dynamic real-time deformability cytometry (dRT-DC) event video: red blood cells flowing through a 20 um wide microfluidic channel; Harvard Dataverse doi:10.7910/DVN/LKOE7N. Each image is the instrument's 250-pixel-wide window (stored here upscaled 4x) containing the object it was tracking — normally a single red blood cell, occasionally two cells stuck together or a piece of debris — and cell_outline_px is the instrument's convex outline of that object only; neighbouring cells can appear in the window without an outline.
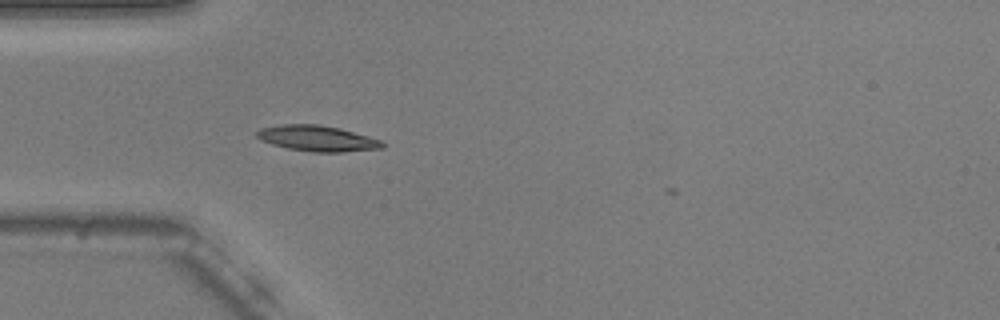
{"species": "common noctule bat (a hibernating species)", "species_latin": "Nyctalus noctula", "temperature_condition": "warm", "stored_images_in_passage": 33, "camera_frame_rate_fps": 3000, "um_per_image_px": 0.085, "animal": {"sex": "male", "body_mass_g": 20.5, "forearm_length_mm": 52.5}, "frame": {"image": 1, "passage_image": 2, "time_ms": 0.333, "image_size_px": [1000, 320], "cell_outline_px": [[388, 144], [384, 148], [344, 152], [312, 152], [288, 148], [272, 144], [260, 140], [256, 136], [256, 132], [260, 128], [280, 124], [316, 124], [340, 128], [368, 136], [380, 140]], "centroid_in_image_um": [26.99, 11.76], "position_along_channel_um": 58.0, "area_um2": 18.96}}
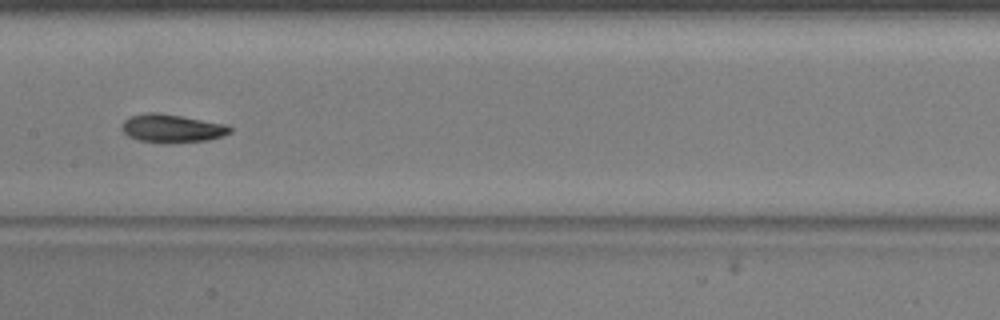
{"frame": {"image": 2, "passage_image": 13, "time_ms": 4.0, "image_size_px": [1000, 320], "cell_outline_px": [[232, 132], [208, 140], [140, 140], [128, 136], [120, 128], [120, 124], [124, 120], [132, 116], [148, 112], [160, 112], [224, 124], [232, 128]], "centroid_in_image_um": [14.58, 10.85], "position_along_channel_um": 192.8, "area_um2": 16.88}}
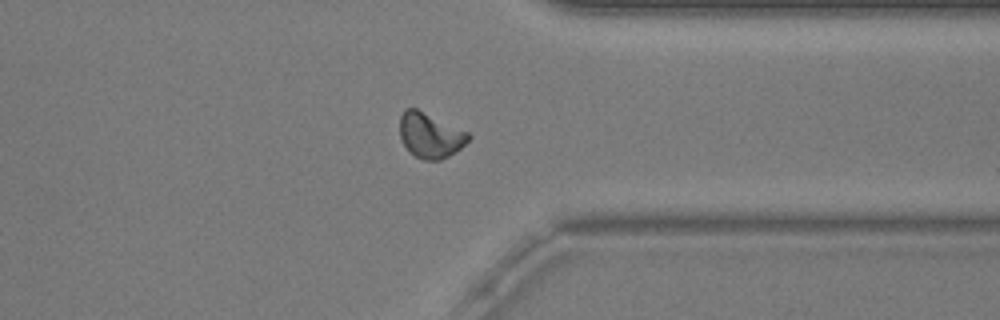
{"frame": {"image": 3, "passage_image": 28, "time_ms": 9.0, "image_size_px": [1000, 320], "cell_outline_px": [[472, 136], [460, 148], [448, 156], [440, 160], [424, 160], [408, 152], [400, 136], [400, 116], [404, 108], [416, 108], [468, 132]], "centroid_in_image_um": [36.54, 11.5], "position_along_channel_um": 374.9, "area_um2": 17.92}}